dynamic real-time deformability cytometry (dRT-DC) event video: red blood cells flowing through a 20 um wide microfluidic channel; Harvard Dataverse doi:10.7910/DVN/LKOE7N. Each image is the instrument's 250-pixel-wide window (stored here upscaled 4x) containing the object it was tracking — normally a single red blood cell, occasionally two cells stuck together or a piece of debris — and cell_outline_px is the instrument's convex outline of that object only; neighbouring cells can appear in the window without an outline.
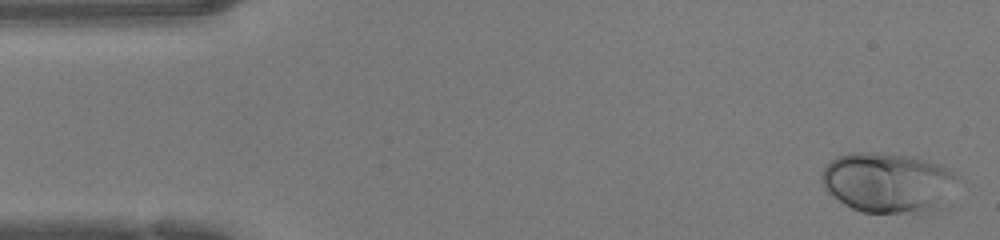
{"species": "human", "species_latin": "Homo sapiens", "temperature_condition": "warm", "stored_images_in_passage": 47, "camera_frame_rate_fps": 3000, "um_per_image_px": 0.085, "donor": {"sex": "female"}, "frame": {"image": 1, "passage_image": 1, "time_ms": 0.0, "image_size_px": [1000, 240], "cell_outline_px": [[960, 176], [940, 208], [928, 212], [860, 212], [844, 204], [828, 192], [824, 188], [820, 180], [820, 172], [836, 156], [852, 152], [876, 152], [912, 156], [940, 164], [948, 168]], "centroid_in_image_um": [75.46, 15.5], "position_along_channel_um": 9.5, "area_um2": 47.8}}
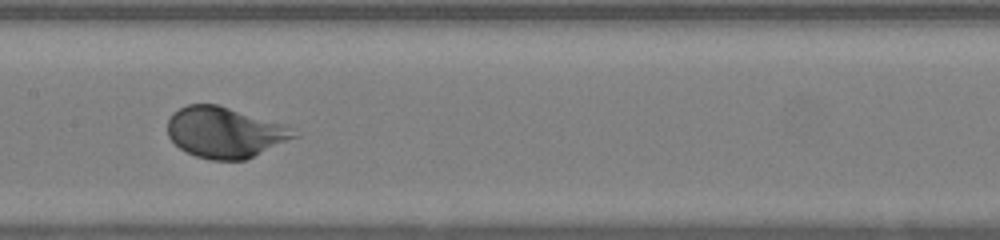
{"frame": {"image": 2, "passage_image": 22, "time_ms": 7.0, "image_size_px": [1000, 240], "cell_outline_px": [[300, 136], [244, 160], [212, 160], [196, 156], [180, 148], [168, 136], [168, 120], [172, 112], [188, 104], [216, 104], [284, 124]], "centroid_in_image_um": [19.1, 11.25], "position_along_channel_um": 188.3, "area_um2": 37.11}}
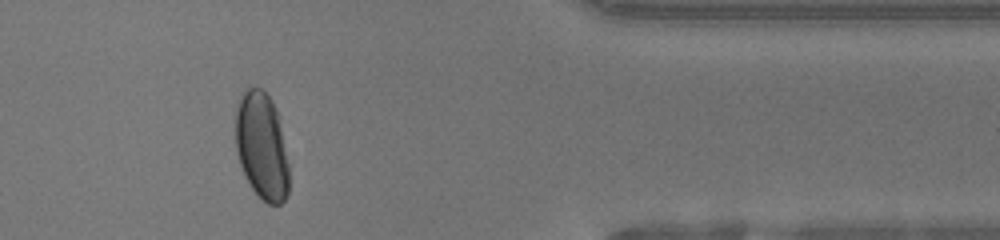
{"frame": {"image": 3, "passage_image": 38, "time_ms": 12.333, "image_size_px": [1000, 240], "cell_outline_px": [[288, 192], [284, 200], [280, 204], [268, 204], [252, 188], [244, 176], [236, 152], [236, 104], [244, 88], [248, 84], [260, 88], [272, 100], [276, 108], [288, 164]], "centroid_in_image_um": [22.22, 12.36], "position_along_channel_um": 389.2, "area_um2": 33.41}, "authors_computed_cell_mechanics": {"area_um2": 38.6104, "velocity_mm_per_s": 4.2638, "shape_relaxation_time_tau1_ms": 2.181, "shape_relaxation_time_tau2_ms": null, "deformation_change_tau1": 0.1614, "deformation_change_tau2": null}}